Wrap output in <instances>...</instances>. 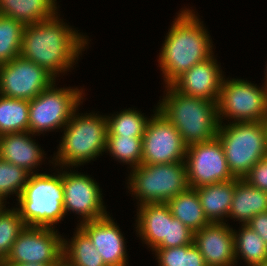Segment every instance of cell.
Here are the masks:
<instances>
[{
	"mask_svg": "<svg viewBox=\"0 0 267 266\" xmlns=\"http://www.w3.org/2000/svg\"><path fill=\"white\" fill-rule=\"evenodd\" d=\"M226 223H210L193 232V243L207 266H236L233 228Z\"/></svg>",
	"mask_w": 267,
	"mask_h": 266,
	"instance_id": "obj_17",
	"label": "cell"
},
{
	"mask_svg": "<svg viewBox=\"0 0 267 266\" xmlns=\"http://www.w3.org/2000/svg\"><path fill=\"white\" fill-rule=\"evenodd\" d=\"M267 212V192L237 178L228 218L246 225L256 214Z\"/></svg>",
	"mask_w": 267,
	"mask_h": 266,
	"instance_id": "obj_21",
	"label": "cell"
},
{
	"mask_svg": "<svg viewBox=\"0 0 267 266\" xmlns=\"http://www.w3.org/2000/svg\"><path fill=\"white\" fill-rule=\"evenodd\" d=\"M106 116L107 135L143 136L149 117L134 108L121 110Z\"/></svg>",
	"mask_w": 267,
	"mask_h": 266,
	"instance_id": "obj_28",
	"label": "cell"
},
{
	"mask_svg": "<svg viewBox=\"0 0 267 266\" xmlns=\"http://www.w3.org/2000/svg\"><path fill=\"white\" fill-rule=\"evenodd\" d=\"M237 178L196 188L202 209L210 223H226Z\"/></svg>",
	"mask_w": 267,
	"mask_h": 266,
	"instance_id": "obj_20",
	"label": "cell"
},
{
	"mask_svg": "<svg viewBox=\"0 0 267 266\" xmlns=\"http://www.w3.org/2000/svg\"><path fill=\"white\" fill-rule=\"evenodd\" d=\"M4 266H63V264H42V263H5Z\"/></svg>",
	"mask_w": 267,
	"mask_h": 266,
	"instance_id": "obj_36",
	"label": "cell"
},
{
	"mask_svg": "<svg viewBox=\"0 0 267 266\" xmlns=\"http://www.w3.org/2000/svg\"><path fill=\"white\" fill-rule=\"evenodd\" d=\"M216 137L235 178L243 179L260 159L267 157V121L219 123Z\"/></svg>",
	"mask_w": 267,
	"mask_h": 266,
	"instance_id": "obj_6",
	"label": "cell"
},
{
	"mask_svg": "<svg viewBox=\"0 0 267 266\" xmlns=\"http://www.w3.org/2000/svg\"><path fill=\"white\" fill-rule=\"evenodd\" d=\"M158 266H207L194 243L172 248L153 250Z\"/></svg>",
	"mask_w": 267,
	"mask_h": 266,
	"instance_id": "obj_30",
	"label": "cell"
},
{
	"mask_svg": "<svg viewBox=\"0 0 267 266\" xmlns=\"http://www.w3.org/2000/svg\"><path fill=\"white\" fill-rule=\"evenodd\" d=\"M223 77L217 100L219 123L267 121V90L244 79ZM228 118V119H227ZM224 119V120H223Z\"/></svg>",
	"mask_w": 267,
	"mask_h": 266,
	"instance_id": "obj_9",
	"label": "cell"
},
{
	"mask_svg": "<svg viewBox=\"0 0 267 266\" xmlns=\"http://www.w3.org/2000/svg\"><path fill=\"white\" fill-rule=\"evenodd\" d=\"M127 187L137 206L147 203H167L189 188L186 164H141L130 169Z\"/></svg>",
	"mask_w": 267,
	"mask_h": 266,
	"instance_id": "obj_7",
	"label": "cell"
},
{
	"mask_svg": "<svg viewBox=\"0 0 267 266\" xmlns=\"http://www.w3.org/2000/svg\"><path fill=\"white\" fill-rule=\"evenodd\" d=\"M157 104V110L172 123L189 146L213 140L217 136L219 120L217 103L177 92L171 85Z\"/></svg>",
	"mask_w": 267,
	"mask_h": 266,
	"instance_id": "obj_3",
	"label": "cell"
},
{
	"mask_svg": "<svg viewBox=\"0 0 267 266\" xmlns=\"http://www.w3.org/2000/svg\"><path fill=\"white\" fill-rule=\"evenodd\" d=\"M4 265H5V258L0 253V266H4Z\"/></svg>",
	"mask_w": 267,
	"mask_h": 266,
	"instance_id": "obj_38",
	"label": "cell"
},
{
	"mask_svg": "<svg viewBox=\"0 0 267 266\" xmlns=\"http://www.w3.org/2000/svg\"><path fill=\"white\" fill-rule=\"evenodd\" d=\"M78 226L92 240L106 266H128L125 237L110 214Z\"/></svg>",
	"mask_w": 267,
	"mask_h": 266,
	"instance_id": "obj_16",
	"label": "cell"
},
{
	"mask_svg": "<svg viewBox=\"0 0 267 266\" xmlns=\"http://www.w3.org/2000/svg\"><path fill=\"white\" fill-rule=\"evenodd\" d=\"M253 266H267V261H263L261 263L254 264Z\"/></svg>",
	"mask_w": 267,
	"mask_h": 266,
	"instance_id": "obj_39",
	"label": "cell"
},
{
	"mask_svg": "<svg viewBox=\"0 0 267 266\" xmlns=\"http://www.w3.org/2000/svg\"><path fill=\"white\" fill-rule=\"evenodd\" d=\"M61 168L65 215H68L70 211L81 216V221L77 226L109 215L102 199V189L96 180L75 170L70 169L69 172L67 167Z\"/></svg>",
	"mask_w": 267,
	"mask_h": 266,
	"instance_id": "obj_13",
	"label": "cell"
},
{
	"mask_svg": "<svg viewBox=\"0 0 267 266\" xmlns=\"http://www.w3.org/2000/svg\"><path fill=\"white\" fill-rule=\"evenodd\" d=\"M265 71H266V73H264V74H265V76H264V77H265V78H264L265 81H264V83H263V84H264L263 86H264L265 89L267 90V64H266V70H265Z\"/></svg>",
	"mask_w": 267,
	"mask_h": 266,
	"instance_id": "obj_37",
	"label": "cell"
},
{
	"mask_svg": "<svg viewBox=\"0 0 267 266\" xmlns=\"http://www.w3.org/2000/svg\"><path fill=\"white\" fill-rule=\"evenodd\" d=\"M24 25L0 14V64L20 56Z\"/></svg>",
	"mask_w": 267,
	"mask_h": 266,
	"instance_id": "obj_29",
	"label": "cell"
},
{
	"mask_svg": "<svg viewBox=\"0 0 267 266\" xmlns=\"http://www.w3.org/2000/svg\"><path fill=\"white\" fill-rule=\"evenodd\" d=\"M233 233L236 265L240 258L246 266L267 261V244L248 225H241L238 232L233 229Z\"/></svg>",
	"mask_w": 267,
	"mask_h": 266,
	"instance_id": "obj_25",
	"label": "cell"
},
{
	"mask_svg": "<svg viewBox=\"0 0 267 266\" xmlns=\"http://www.w3.org/2000/svg\"><path fill=\"white\" fill-rule=\"evenodd\" d=\"M30 173L0 158V202L6 205L8 196L15 194L17 199L27 184ZM6 198V199H5Z\"/></svg>",
	"mask_w": 267,
	"mask_h": 266,
	"instance_id": "obj_31",
	"label": "cell"
},
{
	"mask_svg": "<svg viewBox=\"0 0 267 266\" xmlns=\"http://www.w3.org/2000/svg\"><path fill=\"white\" fill-rule=\"evenodd\" d=\"M136 233L151 251L168 240L169 206L167 203H147L137 206Z\"/></svg>",
	"mask_w": 267,
	"mask_h": 266,
	"instance_id": "obj_19",
	"label": "cell"
},
{
	"mask_svg": "<svg viewBox=\"0 0 267 266\" xmlns=\"http://www.w3.org/2000/svg\"><path fill=\"white\" fill-rule=\"evenodd\" d=\"M214 57L213 54L210 58L195 64L171 86L179 93L217 103L225 75Z\"/></svg>",
	"mask_w": 267,
	"mask_h": 266,
	"instance_id": "obj_15",
	"label": "cell"
},
{
	"mask_svg": "<svg viewBox=\"0 0 267 266\" xmlns=\"http://www.w3.org/2000/svg\"><path fill=\"white\" fill-rule=\"evenodd\" d=\"M62 237L55 228L26 226L12 244L5 263L63 264Z\"/></svg>",
	"mask_w": 267,
	"mask_h": 266,
	"instance_id": "obj_11",
	"label": "cell"
},
{
	"mask_svg": "<svg viewBox=\"0 0 267 266\" xmlns=\"http://www.w3.org/2000/svg\"><path fill=\"white\" fill-rule=\"evenodd\" d=\"M24 223L16 207L0 208V253L6 258L17 236L25 229Z\"/></svg>",
	"mask_w": 267,
	"mask_h": 266,
	"instance_id": "obj_32",
	"label": "cell"
},
{
	"mask_svg": "<svg viewBox=\"0 0 267 266\" xmlns=\"http://www.w3.org/2000/svg\"><path fill=\"white\" fill-rule=\"evenodd\" d=\"M172 216L180 220L193 232L210 224L202 209L197 191L188 188L167 202Z\"/></svg>",
	"mask_w": 267,
	"mask_h": 266,
	"instance_id": "obj_24",
	"label": "cell"
},
{
	"mask_svg": "<svg viewBox=\"0 0 267 266\" xmlns=\"http://www.w3.org/2000/svg\"><path fill=\"white\" fill-rule=\"evenodd\" d=\"M243 179L253 187L267 192V157L260 159Z\"/></svg>",
	"mask_w": 267,
	"mask_h": 266,
	"instance_id": "obj_34",
	"label": "cell"
},
{
	"mask_svg": "<svg viewBox=\"0 0 267 266\" xmlns=\"http://www.w3.org/2000/svg\"><path fill=\"white\" fill-rule=\"evenodd\" d=\"M78 109L79 107L62 129L63 135L57 153H54L52 160L49 161L54 168L58 166L70 169L74 166L75 169L79 165L95 161L94 159L102 156L106 150L108 133L106 115L94 112L83 114L79 113Z\"/></svg>",
	"mask_w": 267,
	"mask_h": 266,
	"instance_id": "obj_4",
	"label": "cell"
},
{
	"mask_svg": "<svg viewBox=\"0 0 267 266\" xmlns=\"http://www.w3.org/2000/svg\"><path fill=\"white\" fill-rule=\"evenodd\" d=\"M29 100L0 95V135L28 132Z\"/></svg>",
	"mask_w": 267,
	"mask_h": 266,
	"instance_id": "obj_26",
	"label": "cell"
},
{
	"mask_svg": "<svg viewBox=\"0 0 267 266\" xmlns=\"http://www.w3.org/2000/svg\"><path fill=\"white\" fill-rule=\"evenodd\" d=\"M246 225L254 230L267 244V212L256 214Z\"/></svg>",
	"mask_w": 267,
	"mask_h": 266,
	"instance_id": "obj_35",
	"label": "cell"
},
{
	"mask_svg": "<svg viewBox=\"0 0 267 266\" xmlns=\"http://www.w3.org/2000/svg\"><path fill=\"white\" fill-rule=\"evenodd\" d=\"M30 132H14L0 135V158L34 174L42 165L45 152L36 144Z\"/></svg>",
	"mask_w": 267,
	"mask_h": 266,
	"instance_id": "obj_18",
	"label": "cell"
},
{
	"mask_svg": "<svg viewBox=\"0 0 267 266\" xmlns=\"http://www.w3.org/2000/svg\"><path fill=\"white\" fill-rule=\"evenodd\" d=\"M142 136V164L184 162L187 145L176 127L158 110L157 106Z\"/></svg>",
	"mask_w": 267,
	"mask_h": 266,
	"instance_id": "obj_10",
	"label": "cell"
},
{
	"mask_svg": "<svg viewBox=\"0 0 267 266\" xmlns=\"http://www.w3.org/2000/svg\"><path fill=\"white\" fill-rule=\"evenodd\" d=\"M70 239L63 237V266H106L89 236L79 227Z\"/></svg>",
	"mask_w": 267,
	"mask_h": 266,
	"instance_id": "obj_23",
	"label": "cell"
},
{
	"mask_svg": "<svg viewBox=\"0 0 267 266\" xmlns=\"http://www.w3.org/2000/svg\"><path fill=\"white\" fill-rule=\"evenodd\" d=\"M195 12L190 8H182L161 46L158 62L166 86L214 54L210 33Z\"/></svg>",
	"mask_w": 267,
	"mask_h": 266,
	"instance_id": "obj_2",
	"label": "cell"
},
{
	"mask_svg": "<svg viewBox=\"0 0 267 266\" xmlns=\"http://www.w3.org/2000/svg\"><path fill=\"white\" fill-rule=\"evenodd\" d=\"M185 164L190 188L196 189L235 179L229 170L223 146L217 137L187 146Z\"/></svg>",
	"mask_w": 267,
	"mask_h": 266,
	"instance_id": "obj_12",
	"label": "cell"
},
{
	"mask_svg": "<svg viewBox=\"0 0 267 266\" xmlns=\"http://www.w3.org/2000/svg\"><path fill=\"white\" fill-rule=\"evenodd\" d=\"M58 13L24 27L20 52V56L44 68L55 79L74 68L89 44L86 34L65 23Z\"/></svg>",
	"mask_w": 267,
	"mask_h": 266,
	"instance_id": "obj_1",
	"label": "cell"
},
{
	"mask_svg": "<svg viewBox=\"0 0 267 266\" xmlns=\"http://www.w3.org/2000/svg\"><path fill=\"white\" fill-rule=\"evenodd\" d=\"M105 152L131 169L138 167L142 164V136L107 135Z\"/></svg>",
	"mask_w": 267,
	"mask_h": 266,
	"instance_id": "obj_27",
	"label": "cell"
},
{
	"mask_svg": "<svg viewBox=\"0 0 267 266\" xmlns=\"http://www.w3.org/2000/svg\"><path fill=\"white\" fill-rule=\"evenodd\" d=\"M193 243V231L184 225L180 220L172 216L169 208V230L168 240L163 242L157 248H172Z\"/></svg>",
	"mask_w": 267,
	"mask_h": 266,
	"instance_id": "obj_33",
	"label": "cell"
},
{
	"mask_svg": "<svg viewBox=\"0 0 267 266\" xmlns=\"http://www.w3.org/2000/svg\"><path fill=\"white\" fill-rule=\"evenodd\" d=\"M57 0H0V14L21 22L24 26L53 17Z\"/></svg>",
	"mask_w": 267,
	"mask_h": 266,
	"instance_id": "obj_22",
	"label": "cell"
},
{
	"mask_svg": "<svg viewBox=\"0 0 267 266\" xmlns=\"http://www.w3.org/2000/svg\"><path fill=\"white\" fill-rule=\"evenodd\" d=\"M59 170L53 175H29L22 194L16 199V208L28 227L56 228L65 218L61 167Z\"/></svg>",
	"mask_w": 267,
	"mask_h": 266,
	"instance_id": "obj_5",
	"label": "cell"
},
{
	"mask_svg": "<svg viewBox=\"0 0 267 266\" xmlns=\"http://www.w3.org/2000/svg\"><path fill=\"white\" fill-rule=\"evenodd\" d=\"M83 88L56 87V80L29 101L28 132H43L64 128L74 111L83 103Z\"/></svg>",
	"mask_w": 267,
	"mask_h": 266,
	"instance_id": "obj_8",
	"label": "cell"
},
{
	"mask_svg": "<svg viewBox=\"0 0 267 266\" xmlns=\"http://www.w3.org/2000/svg\"><path fill=\"white\" fill-rule=\"evenodd\" d=\"M56 79L33 61L18 56L0 64V95L32 100Z\"/></svg>",
	"mask_w": 267,
	"mask_h": 266,
	"instance_id": "obj_14",
	"label": "cell"
}]
</instances>
